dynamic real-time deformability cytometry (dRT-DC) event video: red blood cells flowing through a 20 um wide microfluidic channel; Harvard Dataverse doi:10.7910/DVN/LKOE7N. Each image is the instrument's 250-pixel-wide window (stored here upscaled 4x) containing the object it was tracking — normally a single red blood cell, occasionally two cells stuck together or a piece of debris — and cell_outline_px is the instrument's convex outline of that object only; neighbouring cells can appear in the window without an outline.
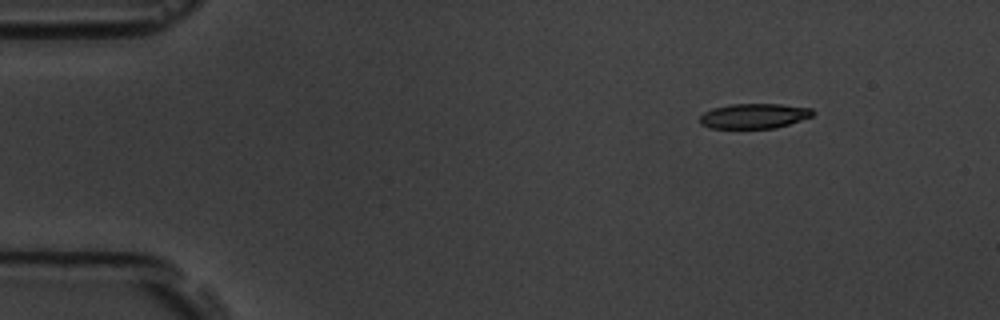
{"species": "common noctule bat (a hibernating species)", "species_latin": "Nyctalus noctula", "temperature_condition": "room temperature", "stored_images_in_passage": 9, "camera_frame_rate_fps": 3000, "um_per_image_px": 0.085, "animal": {"sex": "male", "body_mass_g": 19.5, "forearm_length_mm": 54.6}, "frame": {"image": 1, "passage_image": 1, "time_ms": 0.0, "image_size_px": [1000, 320], "cell_outline_px": [[816, 112], [812, 116], [776, 128], [708, 128], [700, 124], [700, 116], [704, 112], [712, 108], [732, 104], [780, 104], [812, 108]], "centroid_in_image_um": [64.09, 9.85], "position_along_channel_um": 20.9, "area_um2": 16.47}}
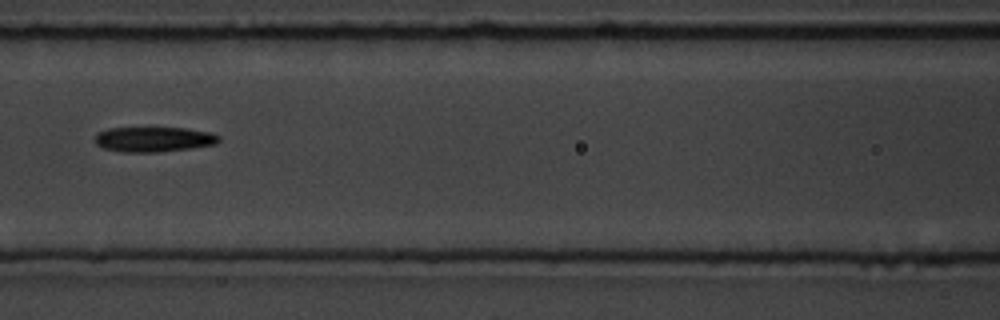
{"frame": {"image": 2, "passage_image": 6, "time_ms": 6.0, "image_size_px": [1000, 320], "cell_outline_px": [[220, 140], [216, 144], [192, 148], [156, 152], [120, 152], [104, 148], [96, 144], [96, 132], [108, 128], [188, 128], [212, 132], [220, 136]], "centroid_in_image_um": [13.09, 11.84], "position_along_channel_um": 153.5, "area_um2": 18.21}}
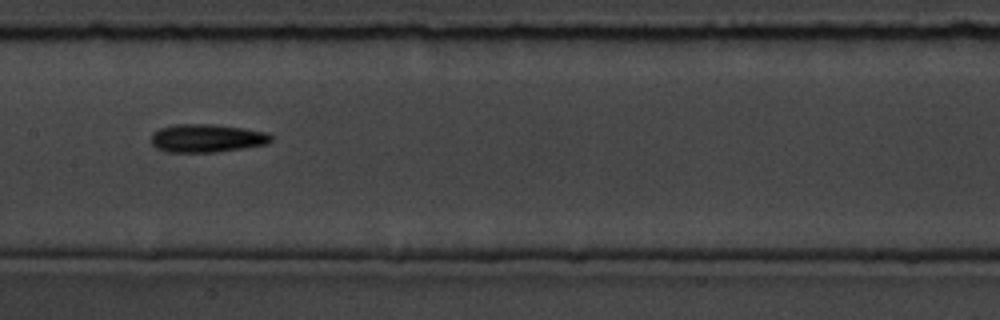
{"frame": {"image": 3, "passage_image": 7, "time_ms": 7.0, "image_size_px": [1000, 320], "cell_outline_px": [[272, 140], [268, 144], [244, 148], [216, 152], [168, 152], [156, 148], [152, 144], [152, 132], [160, 128], [176, 124], [212, 124], [244, 128], [268, 132], [272, 136]], "centroid_in_image_um": [17.6, 11.74], "position_along_channel_um": 189.8, "area_um2": 19.83}}